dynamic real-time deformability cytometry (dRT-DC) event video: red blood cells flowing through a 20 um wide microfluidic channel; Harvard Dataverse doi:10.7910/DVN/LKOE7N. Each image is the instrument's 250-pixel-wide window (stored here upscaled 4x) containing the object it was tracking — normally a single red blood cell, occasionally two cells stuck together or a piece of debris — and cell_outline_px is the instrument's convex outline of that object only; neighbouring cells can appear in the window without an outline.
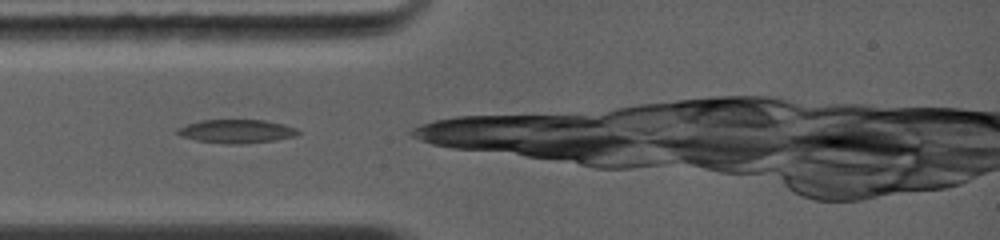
{"species": "common noctule bat (a hibernating species)", "species_latin": "Nyctalus noctula", "temperature_condition": "warm", "stored_images_in_passage": 13, "camera_frame_rate_fps": 5000, "um_per_image_px": 0.085, "animal": {"sex": "female", "body_mass_g": 19.0, "forearm_length_mm": 56.7}, "frame": {"image": 1, "passage_image": 1, "time_ms": 0.0, "image_size_px": [1000, 240], "cell_outline_px": [[300, 132], [296, 136], [272, 140], [240, 144], [224, 144], [196, 140], [184, 136], [176, 132], [176, 128], [200, 120], [264, 120], [284, 124], [296, 128]], "centroid_in_image_um": [20.11, 11.15], "position_along_channel_um": 64.9, "area_um2": 16.42}}